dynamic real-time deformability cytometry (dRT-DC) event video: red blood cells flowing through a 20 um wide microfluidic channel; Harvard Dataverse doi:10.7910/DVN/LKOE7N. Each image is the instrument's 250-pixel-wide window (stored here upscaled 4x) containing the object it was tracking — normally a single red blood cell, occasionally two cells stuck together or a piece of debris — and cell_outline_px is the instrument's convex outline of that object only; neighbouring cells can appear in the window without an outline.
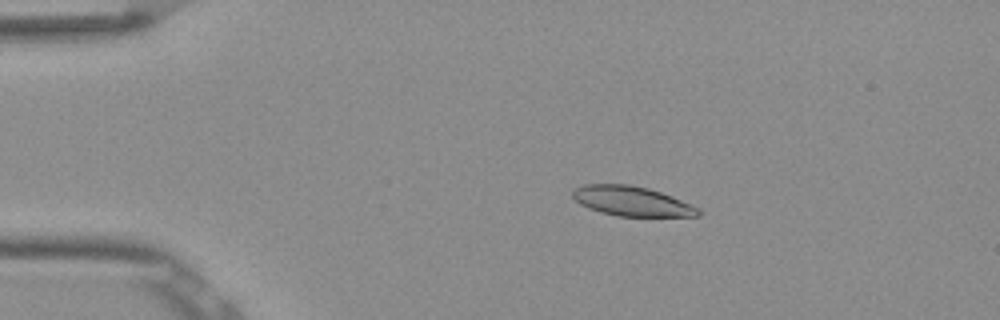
{"species": "Egyptian fruit bat (a non-hibernating species)", "species_latin": "Rousettus aegyptiacus", "temperature_condition": "room temperature", "stored_images_in_passage": 53, "camera_frame_rate_fps": 3000, "um_per_image_px": 0.085, "frame": {"image": 1, "passage_image": 11, "time_ms": 3.333, "image_size_px": [1000, 320], "cell_outline_px": [[700, 216], [616, 216], [600, 212], [588, 208], [580, 204], [572, 196], [572, 192], [576, 188], [584, 184], [628, 184], [648, 188], [672, 196], [700, 208]], "centroid_in_image_um": [53.7, 17.1], "position_along_channel_um": 31.3, "area_um2": 21.73}}
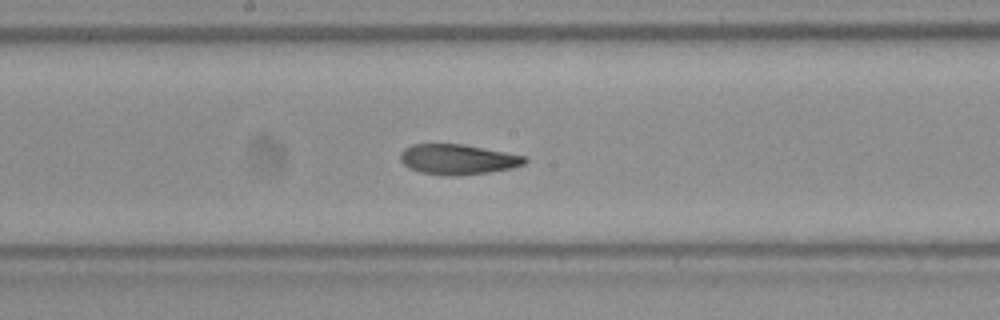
{"frame": {"image": 2, "passage_image": 29, "time_ms": 9.333, "image_size_px": [1000, 320], "cell_outline_px": [[528, 160], [524, 164], [512, 168], [488, 172], [456, 176], [444, 176], [420, 172], [408, 168], [400, 160], [400, 152], [404, 148], [412, 144], [464, 144], [528, 156]], "centroid_in_image_um": [38.91, 13.54], "position_along_channel_um": 209.3, "area_um2": 22.2}}
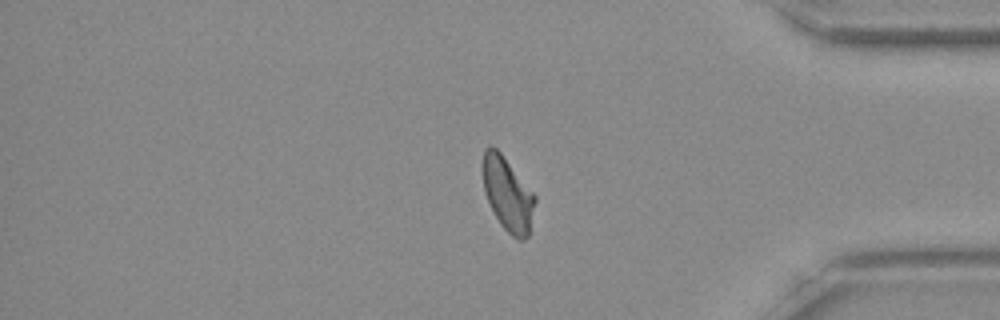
{"frame": {"image": 3, "passage_image": 45, "time_ms": 14.667, "image_size_px": [1000, 320], "cell_outline_px": [[536, 200], [528, 236], [524, 240], [520, 240], [512, 236], [500, 224], [484, 192], [480, 168], [484, 148], [488, 144], [492, 144], [500, 152], [536, 196]], "centroid_in_image_um": [43.11, 16.44], "position_along_channel_um": 392.1, "area_um2": 22.6}, "authors_computed_cell_mechanics": {"area_um2": 22.4842, "velocity_mm_per_s": 3.8598, "shape_relaxation_time_tau1_ms": null, "shape_relaxation_time_tau2_ms": 3.343, "deformation_change_tau1": null, "deformation_change_tau2": 0.0937}}